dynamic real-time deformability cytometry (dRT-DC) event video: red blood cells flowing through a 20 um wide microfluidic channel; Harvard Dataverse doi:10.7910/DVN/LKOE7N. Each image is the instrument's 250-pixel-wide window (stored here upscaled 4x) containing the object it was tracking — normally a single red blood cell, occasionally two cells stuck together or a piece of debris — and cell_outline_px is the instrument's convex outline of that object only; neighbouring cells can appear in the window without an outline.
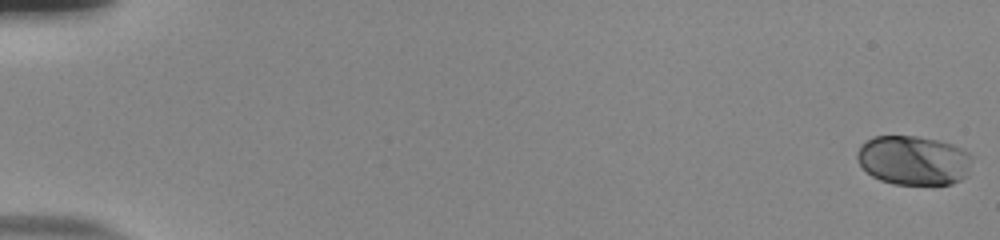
{"species": "human", "species_latin": "Homo sapiens", "temperature_condition": "room temperature", "stored_images_in_passage": 55, "camera_frame_rate_fps": 3000, "um_per_image_px": 0.085, "donor": {"sex": "male"}, "frame": {"image": 1, "passage_image": 1, "time_ms": 0.0, "image_size_px": [1000, 240], "cell_outline_px": [[972, 156], [968, 176], [952, 184], [892, 184], [880, 180], [872, 176], [860, 164], [856, 156], [856, 152], [860, 144], [872, 136], [916, 136], [936, 140], [952, 144], [968, 152]], "centroid_in_image_um": [77.64, 13.63], "position_along_channel_um": 7.4, "area_um2": 33.23}}
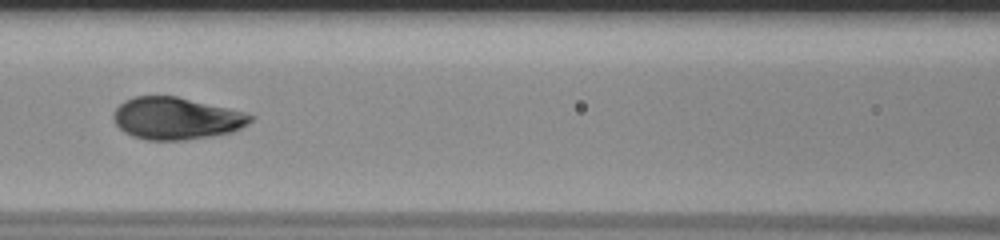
{"frame": {"image": 2, "passage_image": 27, "time_ms": 8.667, "image_size_px": [1000, 240], "cell_outline_px": [[256, 116], [248, 124], [232, 132], [212, 136], [184, 140], [148, 140], [132, 136], [124, 132], [116, 124], [112, 116], [116, 108], [124, 100], [136, 96], [176, 96], [228, 108], [244, 112]], "centroid_in_image_um": [14.98, 10.06], "position_along_channel_um": 151.6, "area_um2": 33.58}}
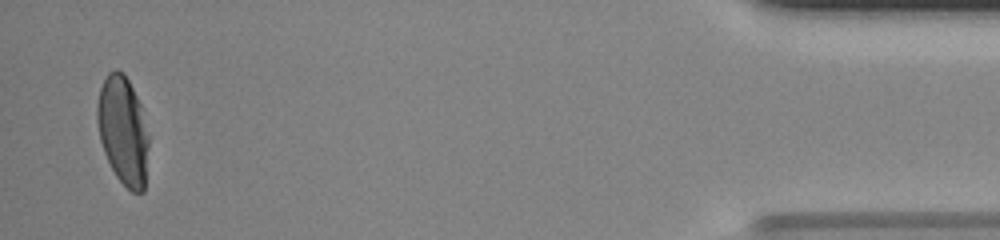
{"frame": {"image": 3, "passage_image": 54, "time_ms": 17.667, "image_size_px": [1000, 240], "cell_outline_px": [[148, 144], [144, 192], [132, 192], [116, 176], [104, 152], [100, 140], [96, 120], [96, 104], [100, 88], [108, 72], [116, 68], [124, 72], [140, 104], [148, 136]], "centroid_in_image_um": [10.43, 11.07], "position_along_channel_um": 424.8, "area_um2": 32.37}, "authors_computed_cell_mechanics": {"area_um2": 33.5818, "velocity_mm_per_s": 3.8369, "shape_relaxation_time_tau1_ms": 3.9231, "shape_relaxation_time_tau2_ms": null, "deformation_change_tau1": 0.1749, "deformation_change_tau2": null}}